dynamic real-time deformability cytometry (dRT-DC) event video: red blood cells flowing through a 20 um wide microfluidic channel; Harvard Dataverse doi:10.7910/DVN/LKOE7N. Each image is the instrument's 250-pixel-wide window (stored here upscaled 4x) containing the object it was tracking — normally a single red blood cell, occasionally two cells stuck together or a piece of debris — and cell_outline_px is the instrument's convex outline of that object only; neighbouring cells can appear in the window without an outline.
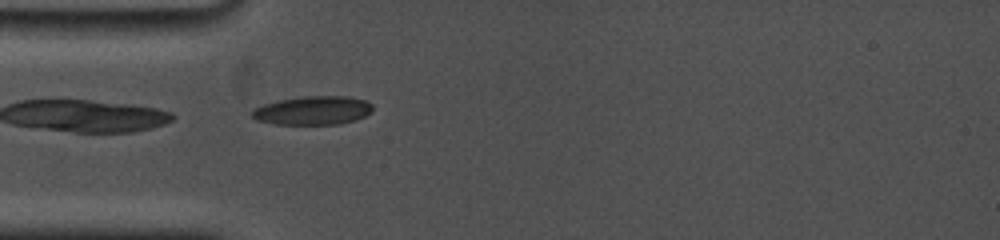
{"species": "common noctule bat (a hibernating species)", "species_latin": "Nyctalus noctula", "temperature_condition": "cold", "stored_images_in_passage": 23, "camera_frame_rate_fps": 5000, "um_per_image_px": 0.085, "animal": {"sex": "female", "body_mass_g": 19.0, "forearm_length_mm": 53.3}, "frame": {"image": 1, "passage_image": 2, "time_ms": 0.4, "image_size_px": [1000, 240], "cell_outline_px": [[372, 112], [356, 120], [340, 124], [276, 124], [256, 120], [252, 116], [252, 108], [264, 104], [280, 100], [304, 96], [348, 96], [364, 100], [372, 104]], "centroid_in_image_um": [26.6, 9.39], "position_along_channel_um": 58.4, "area_um2": 20.17}}
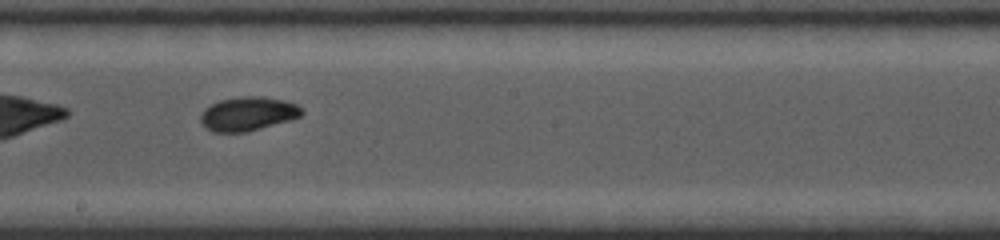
{"frame": {"image": 2, "passage_image": 11, "time_ms": 5.0, "image_size_px": [1000, 240], "cell_outline_px": [[304, 112], [300, 116], [288, 120], [248, 132], [212, 132], [204, 128], [200, 124], [200, 116], [204, 108], [220, 100], [240, 96], [264, 96], [284, 100], [296, 104]], "centroid_in_image_um": [21.02, 9.67], "position_along_channel_um": 227.2, "area_um2": 20.11}}
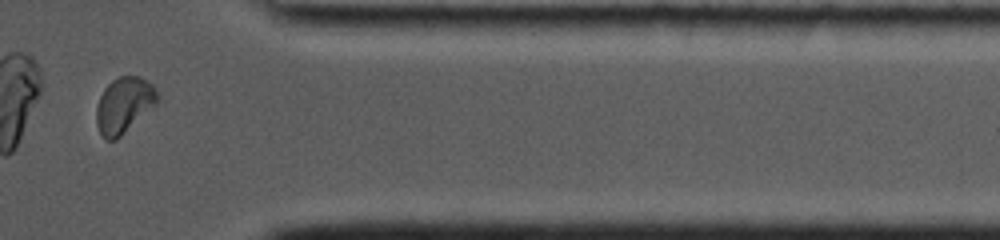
{"frame": {"image": 3, "passage_image": 20, "time_ms": 9.8, "image_size_px": [1000, 240], "cell_outline_px": [[156, 104], [116, 140], [104, 140], [96, 124], [96, 108], [100, 96], [104, 88], [112, 80], [120, 76], [140, 76], [148, 80], [152, 84], [156, 92]], "centroid_in_image_um": [10.5, 8.93], "position_along_channel_um": 400.9, "area_um2": 19.65}, "authors_computed_cell_mechanics": {"area_um2": 20.1144, "velocity_mm_per_s": 3.7155, "shape_relaxation_time_tau1_ms": 3.9534, "shape_relaxation_time_tau2_ms": 1.9391, "deformation_change_tau1": 0.1551, "deformation_change_tau2": 0.0406}}